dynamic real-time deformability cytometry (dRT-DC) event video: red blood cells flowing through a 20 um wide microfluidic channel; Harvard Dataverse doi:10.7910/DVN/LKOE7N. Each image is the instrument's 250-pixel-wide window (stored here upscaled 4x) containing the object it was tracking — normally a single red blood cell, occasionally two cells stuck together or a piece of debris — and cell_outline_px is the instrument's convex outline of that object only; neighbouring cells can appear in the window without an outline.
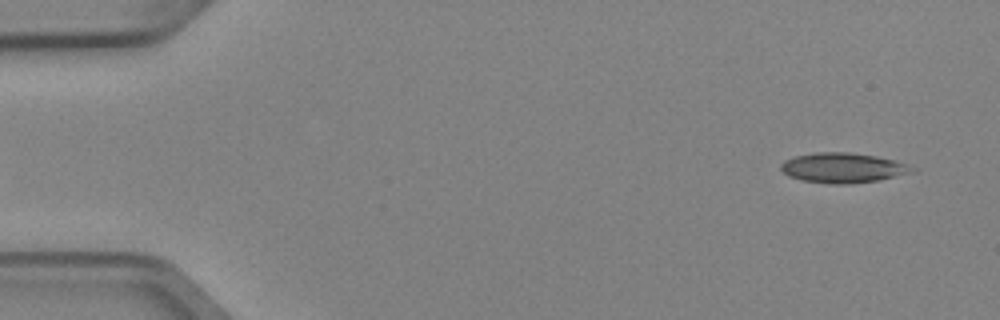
{"species": "Egyptian fruit bat (a non-hibernating species)", "species_latin": "Rousettus aegyptiacus", "temperature_condition": "cold", "stored_images_in_passage": 6, "camera_frame_rate_fps": 3000, "um_per_image_px": 0.085, "animal": {"sex": "female"}, "frame": {"image": 1, "passage_image": 6, "time_ms": 1.667, "image_size_px": [1000, 320], "cell_outline_px": [[916, 172], [880, 180], [848, 184], [836, 184], [800, 180], [788, 176], [780, 168], [780, 164], [784, 160], [792, 156], [816, 152], [848, 152], [876, 156], [896, 160], [908, 164], [916, 168]], "centroid_in_image_um": [71.67, 14.26], "position_along_channel_um": 13.3, "area_um2": 23.24}}